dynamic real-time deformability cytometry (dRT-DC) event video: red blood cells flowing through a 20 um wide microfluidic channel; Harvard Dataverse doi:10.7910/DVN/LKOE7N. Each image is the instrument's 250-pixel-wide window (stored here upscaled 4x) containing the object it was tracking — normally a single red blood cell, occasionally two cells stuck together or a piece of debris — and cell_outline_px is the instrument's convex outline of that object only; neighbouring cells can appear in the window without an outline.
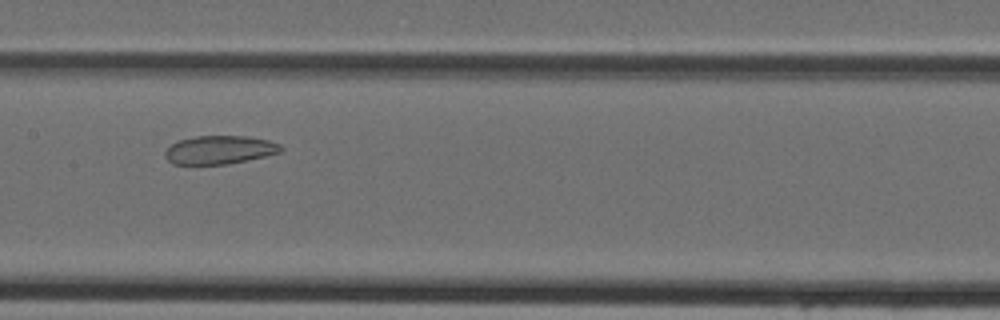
{"species": "Egyptian fruit bat (a non-hibernating species)", "species_latin": "Rousettus aegyptiacus", "temperature_condition": "cold", "stored_images_in_passage": 39, "camera_frame_rate_fps": 3000, "um_per_image_px": 0.085, "animal": {"sex": "female"}, "frame": {"image": 1, "passage_image": 17, "time_ms": 5.333, "image_size_px": [1000, 320], "cell_outline_px": [[284, 148], [280, 152], [264, 156], [228, 164], [172, 164], [164, 156], [164, 152], [172, 144], [180, 140], [196, 136], [248, 136], [268, 140], [280, 144]], "centroid_in_image_um": [18.66, 12.73], "position_along_channel_um": 188.7, "area_um2": 19.07}}
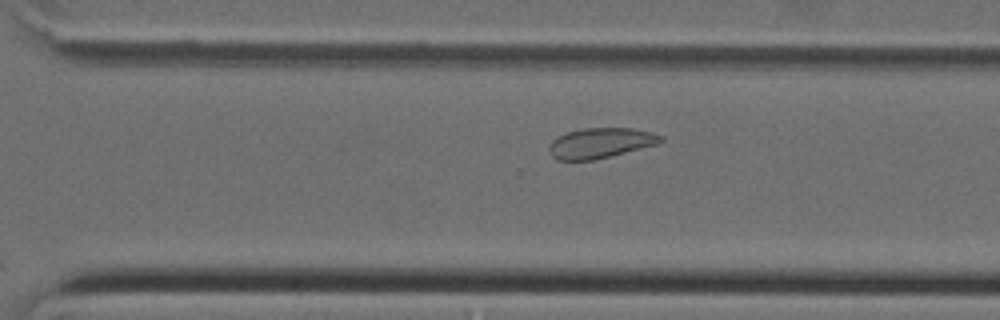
{"frame": {"image": 2, "passage_image": 26, "time_ms": 8.333, "image_size_px": [1000, 320], "cell_outline_px": [[664, 140], [656, 144], [592, 160], [556, 160], [548, 152], [548, 148], [552, 140], [556, 136], [568, 132], [584, 128], [632, 128], [652, 132], [664, 136]], "centroid_in_image_um": [51.0, 12.14], "position_along_channel_um": 319.6, "area_um2": 19.54}}
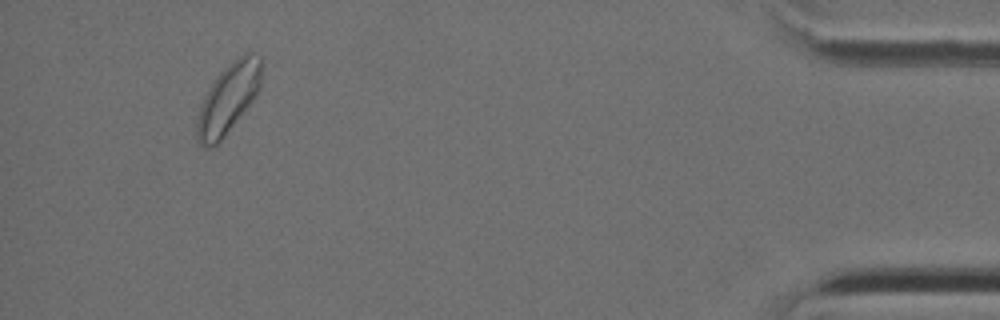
{"frame": {"image": 3, "passage_image": 37, "time_ms": 12.0, "image_size_px": [1000, 320], "cell_outline_px": [[260, 84], [252, 100], [224, 136], [216, 144], [208, 148], [204, 148], [200, 144], [196, 136], [196, 120], [200, 104], [208, 88], [216, 76], [232, 60], [244, 52], [252, 52], [260, 56]], "centroid_in_image_um": [19.35, 8.35], "position_along_channel_um": 415.9, "area_um2": 25.89}}